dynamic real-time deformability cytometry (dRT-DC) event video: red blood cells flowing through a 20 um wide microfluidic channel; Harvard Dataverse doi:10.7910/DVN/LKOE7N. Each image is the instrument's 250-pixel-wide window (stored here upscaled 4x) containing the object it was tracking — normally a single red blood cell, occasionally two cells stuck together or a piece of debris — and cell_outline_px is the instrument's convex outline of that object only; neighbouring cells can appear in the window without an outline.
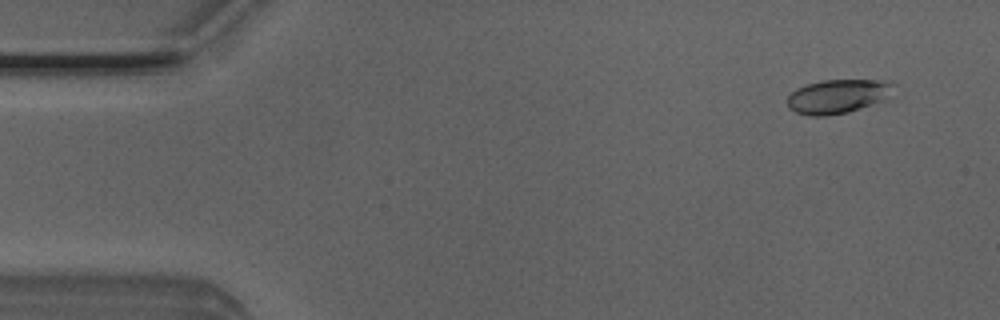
{"species": "Egyptian fruit bat (a non-hibernating species)", "species_latin": "Rousettus aegyptiacus", "temperature_condition": "room temperature", "stored_images_in_passage": 43, "camera_frame_rate_fps": 3000, "um_per_image_px": 0.085, "animal": {"sex": "male"}, "frame": {"image": 1, "passage_image": 4, "time_ms": 1.0, "image_size_px": [1000, 320], "cell_outline_px": [[896, 84], [888, 100], [848, 112], [824, 116], [812, 116], [796, 112], [788, 108], [788, 96], [796, 88], [808, 84], [824, 80], [892, 80]], "centroid_in_image_um": [71.29, 8.18], "position_along_channel_um": 13.7, "area_um2": 21.39}}
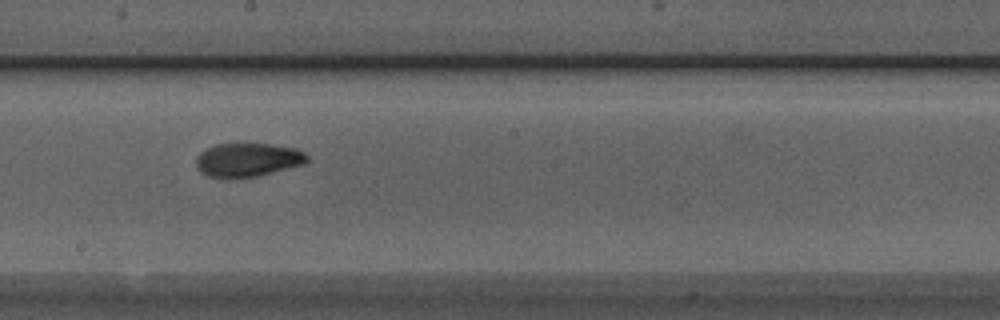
{"frame": {"image": 2, "passage_image": 28, "time_ms": 9.0, "image_size_px": [1000, 320], "cell_outline_px": [[308, 160], [304, 164], [256, 176], [224, 180], [208, 176], [200, 172], [196, 168], [196, 156], [200, 152], [216, 144], [268, 144], [296, 148], [304, 152], [308, 156]], "centroid_in_image_um": [21.01, 13.61], "position_along_channel_um": 227.2, "area_um2": 22.02}}
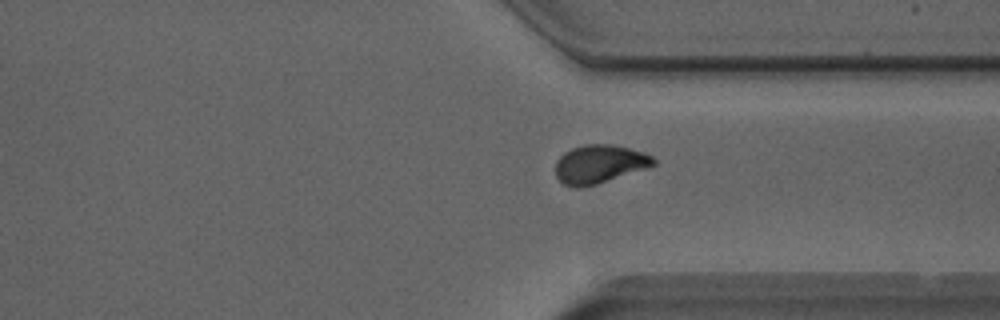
{"frame": {"image": 3, "passage_image": 38, "time_ms": 12.333, "image_size_px": [1000, 320], "cell_outline_px": [[656, 164], [596, 184], [580, 188], [572, 188], [564, 184], [556, 176], [556, 160], [564, 152], [572, 148], [584, 144], [612, 144], [644, 152], [652, 156], [656, 160]], "centroid_in_image_um": [50.91, 13.94], "position_along_channel_um": 360.5, "area_um2": 21.79}, "authors_computed_cell_mechanics": {"area_um2": 21.7328, "velocity_mm_per_s": 3.9938, "shape_relaxation_time_tau1_ms": 3.1445, "shape_relaxation_time_tau2_ms": 1.1822, "deformation_change_tau1": 0.1221, "deformation_change_tau2": 0.0448}}